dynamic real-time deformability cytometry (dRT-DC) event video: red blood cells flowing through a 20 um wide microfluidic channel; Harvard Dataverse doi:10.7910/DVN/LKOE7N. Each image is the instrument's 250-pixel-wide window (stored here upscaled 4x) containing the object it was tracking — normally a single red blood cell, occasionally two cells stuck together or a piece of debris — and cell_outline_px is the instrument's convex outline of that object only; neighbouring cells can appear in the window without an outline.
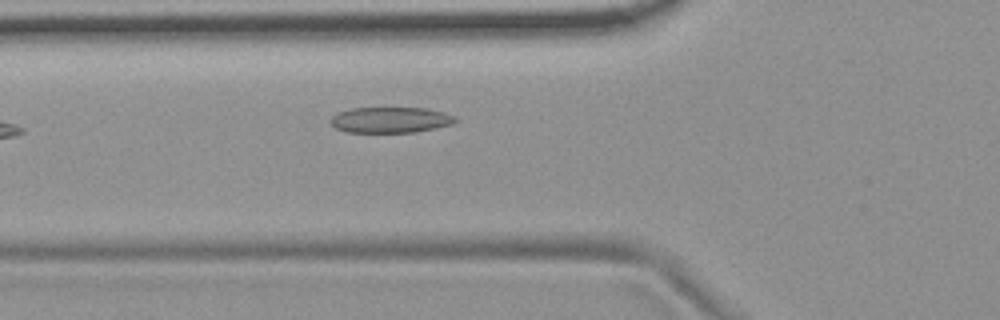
{"species": "common noctule bat (a hibernating species)", "species_latin": "Nyctalus noctula", "temperature_condition": "room temperature", "stored_images_in_passage": 2, "camera_frame_rate_fps": 3000, "um_per_image_px": 0.085, "animal": {"sex": "female", "body_mass_g": 19.9}, "frame": {"image": 1, "passage_image": 2, "time_ms": 1.0, "image_size_px": [1000, 320], "cell_outline_px": [[456, 120], [452, 124], [416, 132], [344, 132], [336, 128], [328, 120], [336, 112], [352, 108], [428, 108], [444, 112], [456, 116]], "centroid_in_image_um": [33.16, 10.18], "position_along_channel_um": 92.6, "area_um2": 18.84}}